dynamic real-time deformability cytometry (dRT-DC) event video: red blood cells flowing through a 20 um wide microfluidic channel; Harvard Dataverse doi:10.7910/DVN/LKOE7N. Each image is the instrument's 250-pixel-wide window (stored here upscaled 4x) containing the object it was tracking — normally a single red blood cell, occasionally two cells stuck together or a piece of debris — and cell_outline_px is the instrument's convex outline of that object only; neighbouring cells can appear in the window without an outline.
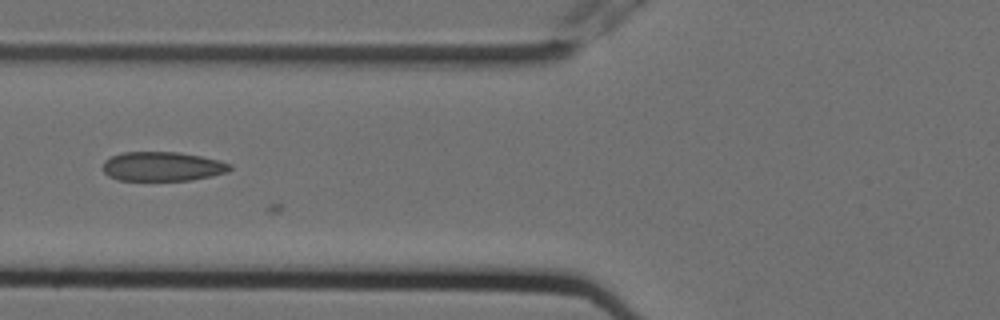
{"species": "Egyptian fruit bat (a non-hibernating species)", "species_latin": "Rousettus aegyptiacus", "temperature_condition": "cold", "stored_images_in_passage": 4, "camera_frame_rate_fps": 3000, "um_per_image_px": 0.085, "animal": {"sex": "female"}, "frame": {"image": 1, "passage_image": 3, "time_ms": 0.667, "image_size_px": [1000, 320], "cell_outline_px": [[232, 168], [228, 172], [212, 176], [192, 180], [116, 180], [108, 176], [104, 172], [104, 160], [112, 156], [124, 152], [180, 152], [220, 160], [232, 164]], "centroid_in_image_um": [13.84, 14.15], "position_along_channel_um": 112.0, "area_um2": 21.79}}